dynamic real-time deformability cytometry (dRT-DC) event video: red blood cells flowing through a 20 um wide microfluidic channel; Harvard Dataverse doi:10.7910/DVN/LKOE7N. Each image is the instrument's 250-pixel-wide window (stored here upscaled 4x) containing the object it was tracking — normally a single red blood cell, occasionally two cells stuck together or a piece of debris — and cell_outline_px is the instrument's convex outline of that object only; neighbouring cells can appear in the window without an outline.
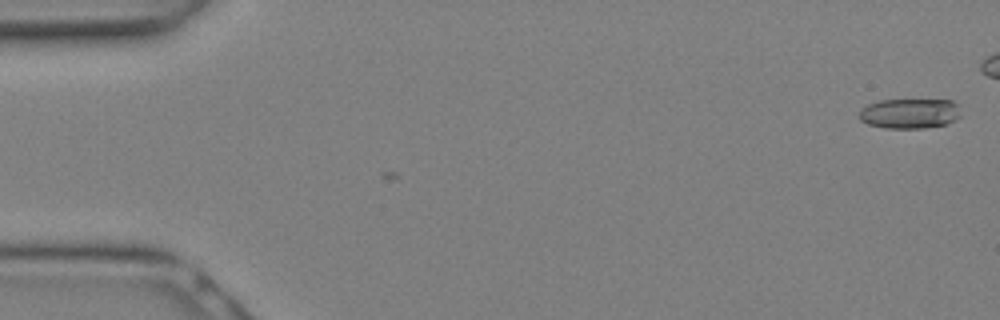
{"species": "Egyptian fruit bat (a non-hibernating species)", "species_latin": "Rousettus aegyptiacus", "temperature_condition": "warm", "stored_images_in_passage": 7, "camera_frame_rate_fps": 3000, "um_per_image_px": 0.085, "animal": {"sex": "female"}, "frame": {"image": 1, "passage_image": 1, "time_ms": 0.0, "image_size_px": [1000, 320], "cell_outline_px": [[960, 116], [956, 120], [944, 124], [924, 128], [884, 128], [868, 124], [860, 120], [860, 108], [868, 104], [880, 100], [952, 100], [956, 104]], "centroid_in_image_um": [77.29, 9.64], "position_along_channel_um": 7.7, "area_um2": 17.69}}